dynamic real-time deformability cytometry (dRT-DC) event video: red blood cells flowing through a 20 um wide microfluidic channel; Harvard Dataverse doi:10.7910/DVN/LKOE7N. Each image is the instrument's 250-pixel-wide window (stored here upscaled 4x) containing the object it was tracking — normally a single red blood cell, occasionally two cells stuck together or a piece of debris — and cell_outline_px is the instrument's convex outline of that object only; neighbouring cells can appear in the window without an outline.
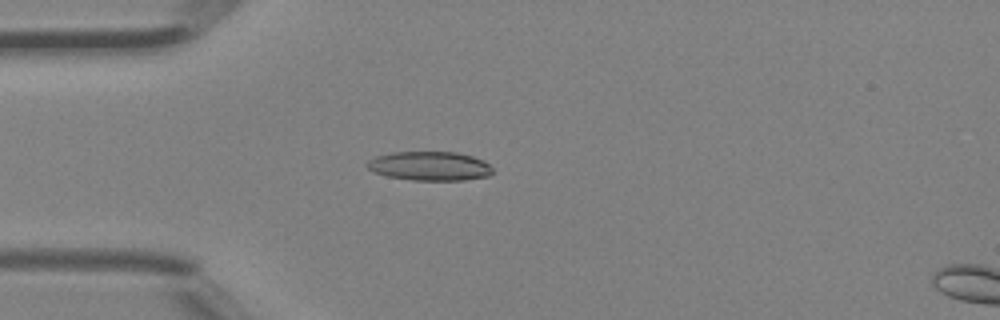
{"species": "Egyptian fruit bat (a non-hibernating species)", "species_latin": "Rousettus aegyptiacus", "temperature_condition": "room temperature", "stored_images_in_passage": 34, "camera_frame_rate_fps": 3000, "um_per_image_px": 0.085, "animal": {"sex": "female"}, "frame": {"image": 1, "passage_image": 6, "time_ms": 1.667, "image_size_px": [1000, 320], "cell_outline_px": [[492, 172], [488, 176], [464, 180], [412, 180], [388, 176], [372, 172], [368, 168], [368, 160], [376, 156], [392, 152], [456, 152], [472, 156], [484, 160], [492, 168]], "centroid_in_image_um": [36.53, 14.11], "position_along_channel_um": 48.5, "area_um2": 21.21}}
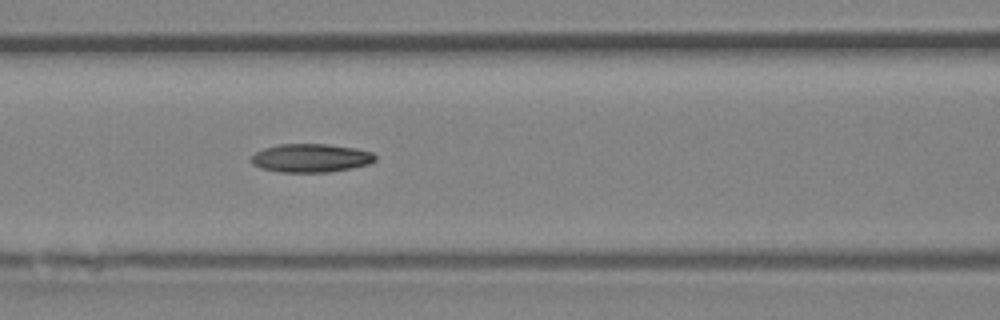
{"frame": {"image": 2, "passage_image": 13, "time_ms": 4.0, "image_size_px": [1000, 320], "cell_outline_px": [[376, 160], [368, 164], [352, 168], [328, 172], [280, 172], [260, 168], [252, 164], [252, 156], [256, 152], [264, 148], [280, 144], [324, 144], [356, 148], [372, 152], [376, 156]], "centroid_in_image_um": [26.43, 13.43], "position_along_channel_um": 140.2, "area_um2": 20.52}}
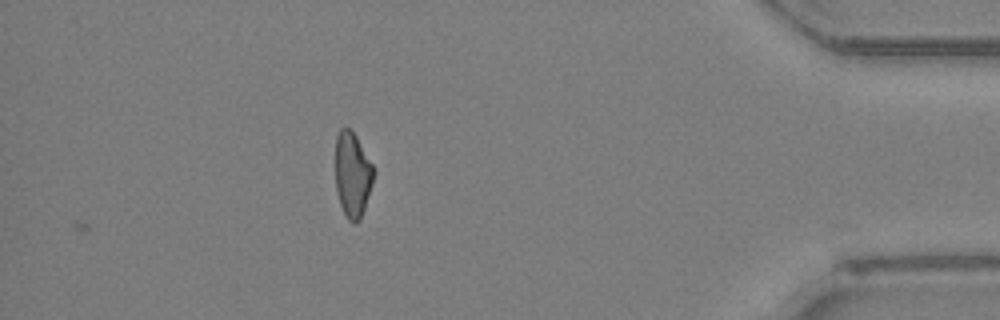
{"frame": {"image": 3, "passage_image": 34, "time_ms": 11.0, "image_size_px": [1000, 320], "cell_outline_px": [[372, 184], [360, 220], [352, 224], [348, 220], [340, 204], [336, 192], [336, 136], [340, 128], [348, 128], [356, 136], [372, 164]], "centroid_in_image_um": [29.93, 14.86], "position_along_channel_um": 405.3, "area_um2": 18.55}, "authors_computed_cell_mechanics": {"area_um2": 20.3745, "velocity_mm_per_s": 4.5058, "shape_relaxation_time_tau1_ms": null, "shape_relaxation_time_tau2_ms": 5.7018, "deformation_change_tau1": null, "deformation_change_tau2": 0.145}}